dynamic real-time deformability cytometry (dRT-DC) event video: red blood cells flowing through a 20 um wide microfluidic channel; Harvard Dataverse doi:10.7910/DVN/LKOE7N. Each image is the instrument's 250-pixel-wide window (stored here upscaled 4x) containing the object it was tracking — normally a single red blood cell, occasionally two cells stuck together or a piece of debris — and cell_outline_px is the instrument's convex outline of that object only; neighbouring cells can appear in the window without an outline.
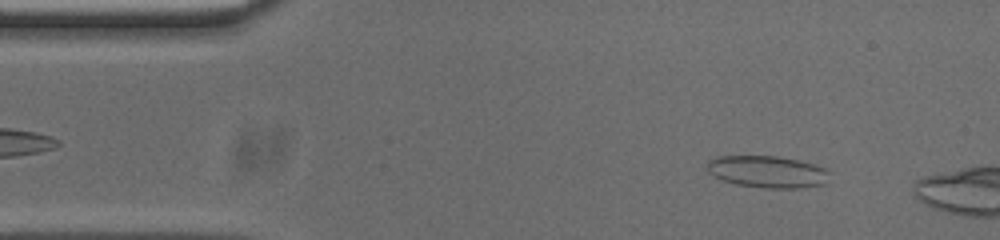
{"species": "common noctule bat (a hibernating species)", "species_latin": "Nyctalus noctula", "temperature_condition": "cold", "stored_images_in_passage": 11, "camera_frame_rate_fps": 3000, "um_per_image_px": 0.085, "animal": {"sex": "male", "body_mass_g": 20.0, "forearm_length_mm": 53.3}, "frame": {"image": 1, "passage_image": 5, "time_ms": 1.333, "image_size_px": [1000, 240], "cell_outline_px": [[832, 172], [824, 184], [800, 188], [768, 188], [736, 184], [724, 180], [708, 172], [704, 168], [708, 160], [716, 156], [776, 156], [796, 160], [812, 164], [824, 168]], "centroid_in_image_um": [65.21, 14.59], "position_along_channel_um": 19.8, "area_um2": 22.77}}